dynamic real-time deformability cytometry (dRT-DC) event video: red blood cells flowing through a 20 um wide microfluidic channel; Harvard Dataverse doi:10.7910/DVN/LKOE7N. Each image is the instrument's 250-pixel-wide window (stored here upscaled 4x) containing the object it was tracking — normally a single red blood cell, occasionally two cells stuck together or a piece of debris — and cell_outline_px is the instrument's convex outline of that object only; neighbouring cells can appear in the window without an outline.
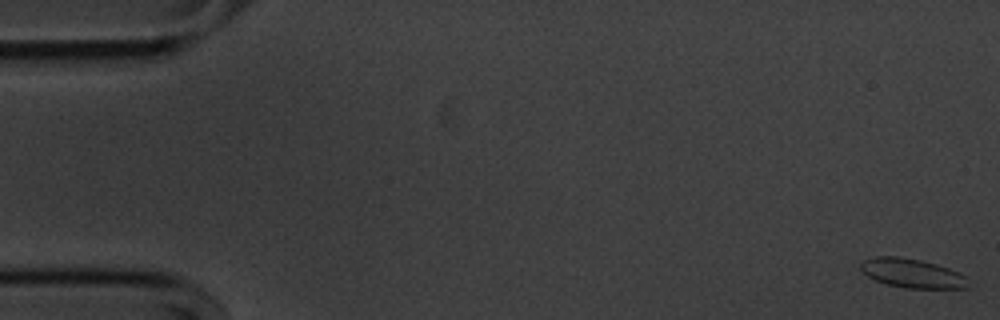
{"species": "common noctule bat (a hibernating species)", "species_latin": "Nyctalus noctula", "temperature_condition": "cold", "stored_images_in_passage": 17, "camera_frame_rate_fps": 3000, "um_per_image_px": 0.085, "animal": {"sex": "male", "body_mass_g": 20.1, "forearm_length_mm": 53.5}, "frame": {"image": 1, "passage_image": 1, "time_ms": 0.0, "image_size_px": [1000, 320], "cell_outline_px": [[968, 288], [908, 288], [888, 284], [876, 280], [868, 276], [860, 268], [860, 264], [864, 260], [876, 256], [900, 256], [920, 260], [936, 264], [960, 272], [968, 276]], "centroid_in_image_um": [77.57, 23.22], "position_along_channel_um": 7.4, "area_um2": 18.21}}